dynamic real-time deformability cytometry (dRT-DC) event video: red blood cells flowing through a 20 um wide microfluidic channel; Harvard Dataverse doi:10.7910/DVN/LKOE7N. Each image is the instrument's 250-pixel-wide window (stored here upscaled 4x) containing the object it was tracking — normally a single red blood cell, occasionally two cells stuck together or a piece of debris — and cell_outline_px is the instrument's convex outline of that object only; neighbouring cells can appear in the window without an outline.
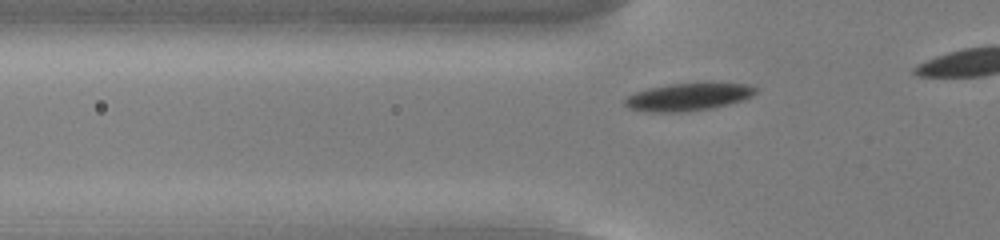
{"species": "common noctule bat (a hibernating species)", "species_latin": "Nyctalus noctula", "temperature_condition": "cold", "stored_images_in_passage": 14, "camera_frame_rate_fps": 3000, "um_per_image_px": 0.085, "animal": {"sex": "male", "body_mass_g": 13.0, "forearm_length_mm": 53.1}, "frame": {"image": 1, "passage_image": 7, "time_ms": 2.0, "image_size_px": [1000, 240], "cell_outline_px": [[760, 88], [752, 96], [744, 100], [712, 108], [680, 112], [652, 112], [628, 108], [624, 104], [624, 100], [628, 96], [636, 92], [648, 88], [672, 84], [704, 80], [748, 84]], "centroid_in_image_um": [58.59, 8.19], "position_along_channel_um": 67.2, "area_um2": 21.79}}
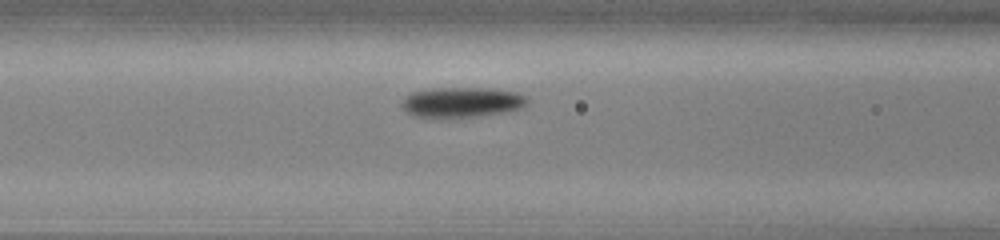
{"frame": {"image": 2, "passage_image": 12, "time_ms": 3.667, "image_size_px": [1000, 240], "cell_outline_px": [[528, 104], [520, 108], [480, 116], [416, 116], [408, 112], [400, 104], [404, 96], [412, 92], [432, 88], [492, 88], [516, 92], [528, 96]], "centroid_in_image_um": [39.28, 8.65], "position_along_channel_um": 127.3, "area_um2": 21.73}}